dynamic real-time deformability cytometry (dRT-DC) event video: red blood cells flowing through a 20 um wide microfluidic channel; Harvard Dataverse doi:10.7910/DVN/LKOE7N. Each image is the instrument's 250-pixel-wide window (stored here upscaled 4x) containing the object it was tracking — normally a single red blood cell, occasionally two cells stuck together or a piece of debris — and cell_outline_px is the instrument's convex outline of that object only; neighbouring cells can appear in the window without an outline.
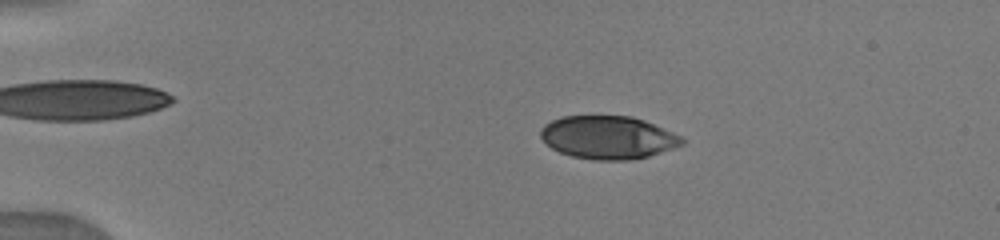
{"species": "human", "species_latin": "Homo sapiens", "temperature_condition": "warm", "stored_images_in_passage": 23, "camera_frame_rate_fps": 3000, "um_per_image_px": 0.085, "donor": {"sex": "male"}, "frame": {"image": 1, "passage_image": 11, "time_ms": 3.0, "image_size_px": [1000, 240], "cell_outline_px": [[684, 144], [648, 156], [632, 160], [592, 160], [572, 156], [560, 152], [552, 148], [540, 136], [540, 128], [544, 124], [560, 116], [632, 116], [644, 120], [684, 136]], "centroid_in_image_um": [51.69, 11.68], "position_along_channel_um": 33.3, "area_um2": 35.6}}
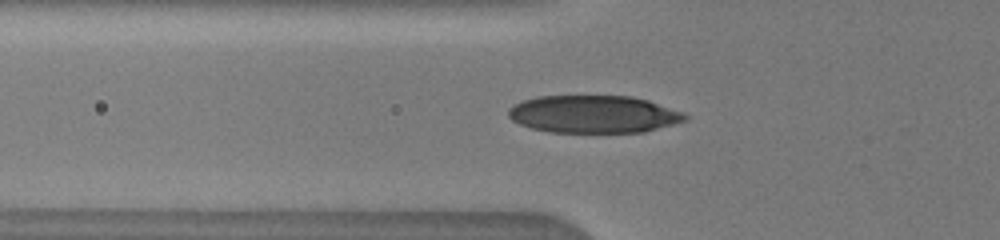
{"frame": {"image": 2, "passage_image": 20, "time_ms": 5.667, "image_size_px": [1000, 240], "cell_outline_px": [[688, 120], [644, 132], [548, 132], [532, 128], [520, 124], [512, 120], [508, 116], [508, 108], [524, 100], [536, 96], [632, 96], [648, 100], [684, 112], [688, 116]], "centroid_in_image_um": [50.47, 9.7], "position_along_channel_um": 75.3, "area_um2": 38.73}}
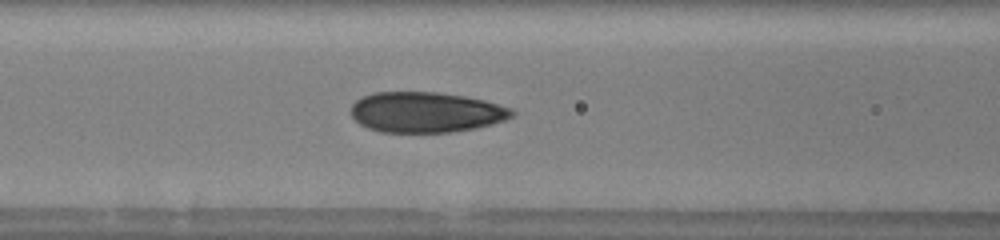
{"frame": {"image": 3, "passage_image": 23, "time_ms": 7.0, "image_size_px": [1000, 240], "cell_outline_px": [[516, 112], [512, 116], [504, 120], [492, 124], [476, 128], [452, 132], [380, 132], [368, 128], [360, 124], [352, 116], [352, 104], [360, 96], [372, 92], [436, 92], [464, 96], [484, 100], [512, 108]], "centroid_in_image_um": [36.2, 9.53], "position_along_channel_um": 130.4, "area_um2": 38.09}}